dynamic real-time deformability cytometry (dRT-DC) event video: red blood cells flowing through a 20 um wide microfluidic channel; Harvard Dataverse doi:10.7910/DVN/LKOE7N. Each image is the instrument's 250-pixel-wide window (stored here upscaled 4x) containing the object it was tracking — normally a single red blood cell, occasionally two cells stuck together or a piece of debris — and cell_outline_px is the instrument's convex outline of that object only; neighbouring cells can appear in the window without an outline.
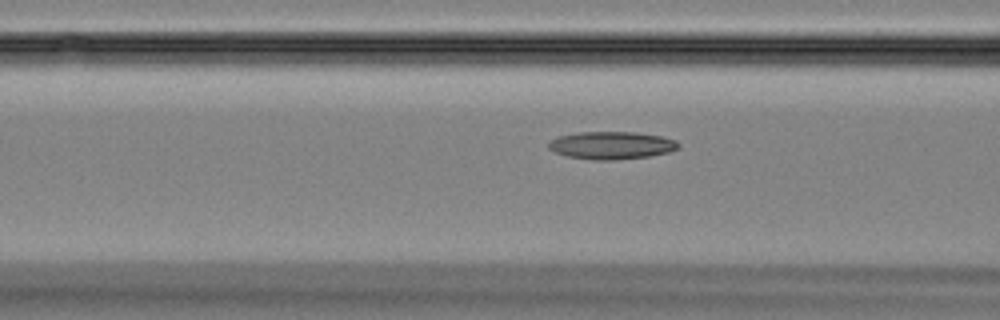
{"species": "Egyptian fruit bat (a non-hibernating species)", "species_latin": "Rousettus aegyptiacus", "temperature_condition": "room temperature", "stored_images_in_passage": 17, "camera_frame_rate_fps": 3000, "um_per_image_px": 0.085, "animal": {"sex": "female"}, "frame": {"image": 1, "passage_image": 15, "time_ms": 4.667, "image_size_px": [1000, 320], "cell_outline_px": [[680, 148], [668, 152], [648, 156], [616, 160], [592, 160], [568, 156], [556, 152], [548, 148], [548, 144], [552, 140], [560, 136], [576, 132], [632, 132], [660, 136], [676, 140], [680, 144]], "centroid_in_image_um": [52.0, 12.35], "position_along_channel_um": 114.6, "area_um2": 20.81}}